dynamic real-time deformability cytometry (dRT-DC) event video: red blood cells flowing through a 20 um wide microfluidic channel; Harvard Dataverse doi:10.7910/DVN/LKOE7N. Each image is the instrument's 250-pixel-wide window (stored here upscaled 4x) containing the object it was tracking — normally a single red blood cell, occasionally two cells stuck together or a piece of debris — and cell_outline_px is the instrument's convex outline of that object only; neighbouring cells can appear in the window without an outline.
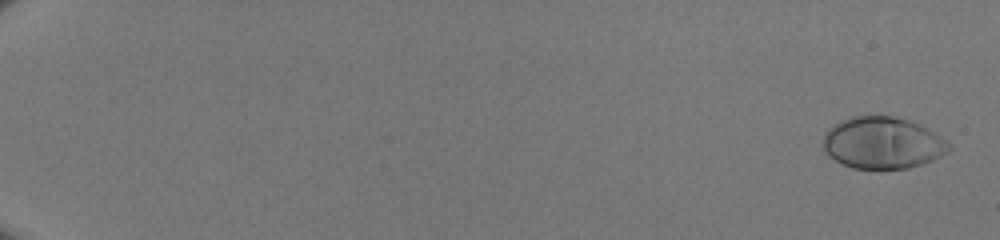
{"species": "human", "species_latin": "Homo sapiens", "temperature_condition": "room temperature", "stored_images_in_passage": 51, "camera_frame_rate_fps": 3000, "um_per_image_px": 0.085, "donor": {"sex": "male"}, "frame": {"image": 1, "passage_image": 2, "time_ms": 0.333, "image_size_px": [1000, 240], "cell_outline_px": [[952, 148], [948, 152], [932, 160], [908, 168], [880, 172], [852, 168], [828, 156], [824, 152], [824, 132], [828, 128], [840, 120], [852, 116], [892, 116], [908, 120], [928, 128], [948, 140]], "centroid_in_image_um": [75.02, 12.18], "position_along_channel_um": 10.0, "area_um2": 38.78}}
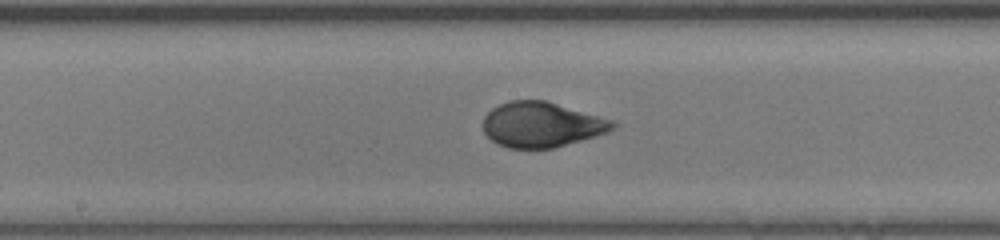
{"frame": {"image": 2, "passage_image": 31, "time_ms": 10.0, "image_size_px": [1000, 240], "cell_outline_px": [[620, 124], [616, 128], [608, 132], [596, 136], [556, 148], [508, 148], [496, 144], [484, 132], [484, 116], [492, 108], [508, 100], [544, 100], [616, 120]], "centroid_in_image_um": [46.09, 10.59], "position_along_channel_um": 202.1, "area_um2": 34.51}}
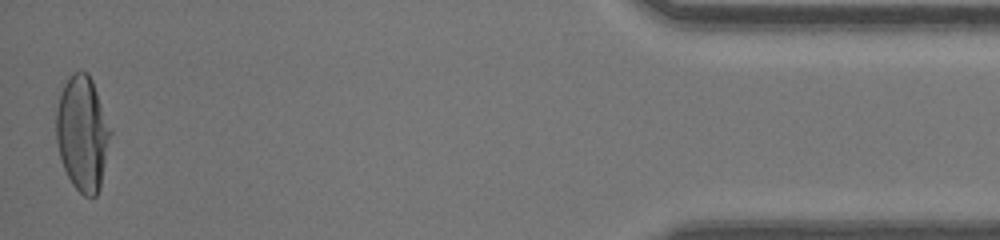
{"frame": {"image": 3, "passage_image": 51, "time_ms": 16.667, "image_size_px": [1000, 240], "cell_outline_px": [[112, 132], [100, 188], [96, 196], [84, 196], [72, 184], [64, 168], [60, 156], [56, 140], [56, 108], [64, 84], [68, 76], [72, 72], [88, 72], [92, 80], [112, 128]], "centroid_in_image_um": [7.02, 11.32], "position_along_channel_um": 428.2, "area_um2": 36.47}}